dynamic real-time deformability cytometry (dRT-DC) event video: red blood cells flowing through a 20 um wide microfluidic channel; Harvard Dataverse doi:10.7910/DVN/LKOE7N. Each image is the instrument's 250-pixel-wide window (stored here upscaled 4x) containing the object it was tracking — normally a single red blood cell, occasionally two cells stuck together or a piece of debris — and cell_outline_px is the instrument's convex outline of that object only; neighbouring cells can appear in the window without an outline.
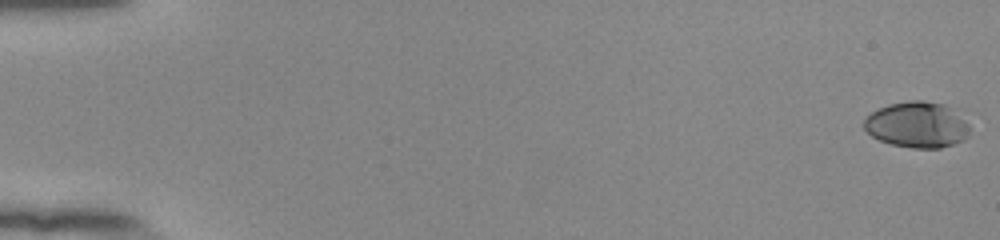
{"species": "human", "species_latin": "Homo sapiens", "temperature_condition": "room temperature", "stored_images_in_passage": 55, "camera_frame_rate_fps": 3000, "um_per_image_px": 0.085, "donor": {"sex": "female"}, "frame": {"image": 1, "passage_image": 1, "time_ms": 0.0, "image_size_px": [1000, 240], "cell_outline_px": [[968, 136], [964, 140], [940, 148], [912, 148], [892, 144], [880, 140], [872, 136], [864, 128], [864, 120], [872, 112], [888, 104], [912, 100], [924, 100], [944, 104], [968, 124]], "centroid_in_image_um": [77.93, 10.61], "position_along_channel_um": 7.1, "area_um2": 27.86}}
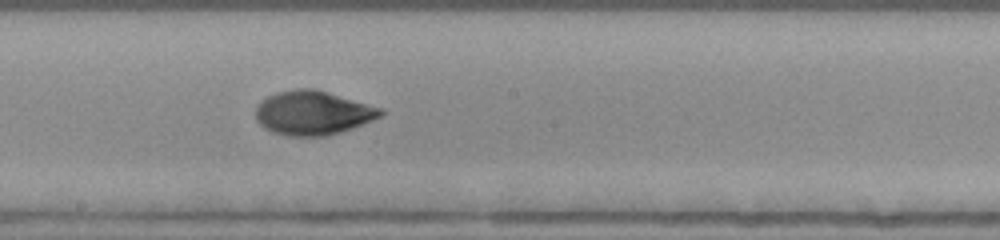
{"frame": {"image": 2, "passage_image": 32, "time_ms": 10.333, "image_size_px": [1000, 240], "cell_outline_px": [[388, 112], [384, 116], [352, 128], [340, 132], [324, 136], [288, 136], [272, 132], [264, 128], [256, 120], [256, 104], [260, 100], [276, 92], [296, 88], [316, 88], [384, 108]], "centroid_in_image_um": [26.63, 9.58], "position_along_channel_um": 221.6, "area_um2": 32.71}}
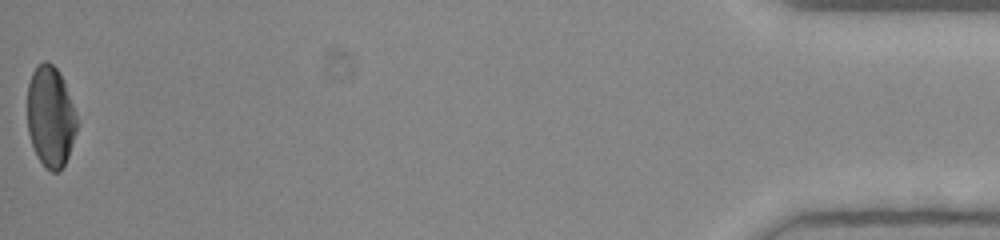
{"frame": {"image": 3, "passage_image": 55, "time_ms": 18.0, "image_size_px": [1000, 240], "cell_outline_px": [[76, 132], [68, 156], [60, 172], [52, 172], [44, 168], [36, 156], [28, 132], [28, 84], [32, 72], [36, 64], [44, 60], [48, 60], [60, 72], [64, 80], [76, 116]], "centroid_in_image_um": [4.27, 9.91], "position_along_channel_um": 430.9, "area_um2": 29.3}, "authors_computed_cell_mechanics": {"area_um2": 30.4028, "velocity_mm_per_s": 3.8994, "shape_relaxation_time_tau1_ms": 4.0496, "shape_relaxation_time_tau2_ms": 1.1222, "deformation_change_tau1": 0.1916, "deformation_change_tau2": 0.0465}}